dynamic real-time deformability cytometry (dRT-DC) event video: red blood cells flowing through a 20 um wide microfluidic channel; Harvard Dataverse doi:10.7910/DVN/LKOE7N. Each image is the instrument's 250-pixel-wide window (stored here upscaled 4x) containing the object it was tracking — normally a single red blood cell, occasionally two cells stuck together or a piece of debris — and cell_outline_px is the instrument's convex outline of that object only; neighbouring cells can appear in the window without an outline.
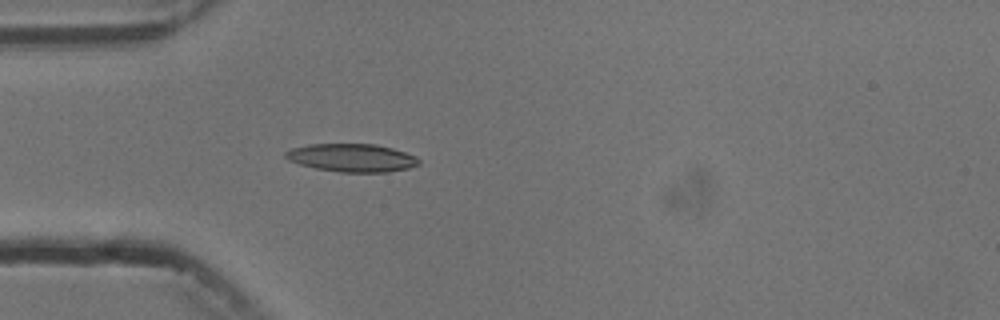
{"species": "common noctule bat (a hibernating species)", "species_latin": "Nyctalus noctula", "temperature_condition": "cold", "stored_images_in_passage": 4, "camera_frame_rate_fps": 3000, "um_per_image_px": 0.085, "animal": {"sex": "male", "body_mass_g": 13.3}, "frame": {"image": 1, "passage_image": 4, "time_ms": 3.333, "image_size_px": [1000, 320], "cell_outline_px": [[420, 164], [408, 168], [388, 172], [340, 172], [316, 168], [300, 164], [288, 160], [284, 156], [284, 152], [292, 148], [308, 144], [376, 144], [392, 148], [416, 156], [420, 160]], "centroid_in_image_um": [29.91, 13.41], "position_along_channel_um": 55.1, "area_um2": 21.79}}